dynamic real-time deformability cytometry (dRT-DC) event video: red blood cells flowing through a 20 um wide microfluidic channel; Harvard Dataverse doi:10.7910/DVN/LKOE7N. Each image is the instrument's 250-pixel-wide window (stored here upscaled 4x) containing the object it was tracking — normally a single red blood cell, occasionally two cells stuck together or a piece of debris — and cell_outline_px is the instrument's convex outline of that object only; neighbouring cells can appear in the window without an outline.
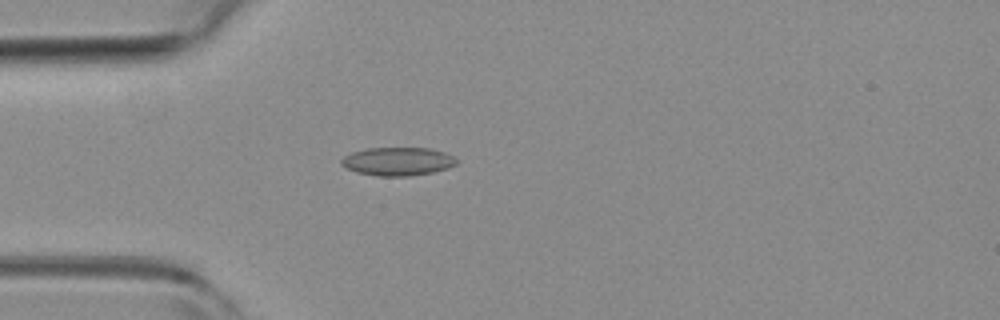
{"species": "common noctule bat (a hibernating species)", "species_latin": "Nyctalus noctula", "temperature_condition": "room temperature", "stored_images_in_passage": 3, "camera_frame_rate_fps": 3000, "um_per_image_px": 0.085, "animal": {"sex": "female", "body_mass_g": 19.3, "forearm_length_mm": 54.1}, "frame": {"image": 1, "passage_image": 3, "time_ms": 0.667, "image_size_px": [1000, 320], "cell_outline_px": [[456, 164], [448, 168], [432, 172], [408, 176], [376, 176], [356, 172], [340, 164], [340, 160], [344, 156], [352, 152], [368, 148], [432, 148], [444, 152], [452, 156], [456, 160]], "centroid_in_image_um": [33.78, 13.72], "position_along_channel_um": 51.2, "area_um2": 18.96}}